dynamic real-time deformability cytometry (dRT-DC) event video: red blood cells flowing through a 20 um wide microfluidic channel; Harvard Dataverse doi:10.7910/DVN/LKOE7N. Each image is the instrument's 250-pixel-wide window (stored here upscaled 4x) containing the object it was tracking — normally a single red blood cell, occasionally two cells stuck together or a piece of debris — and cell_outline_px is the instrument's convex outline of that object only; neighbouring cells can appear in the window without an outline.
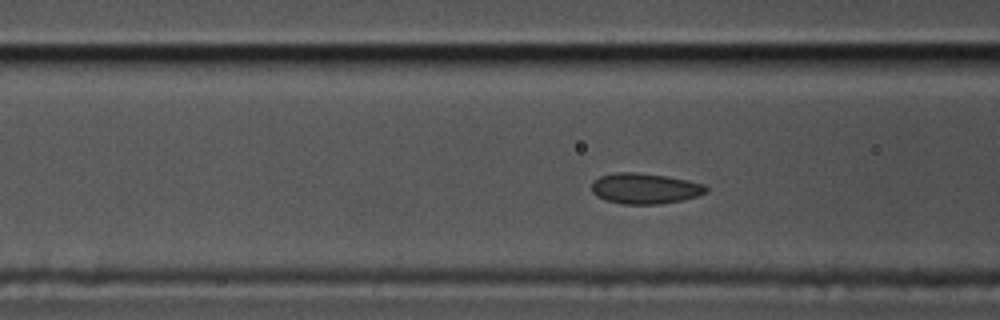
{"species": "common noctule bat (a hibernating species)", "species_latin": "Nyctalus noctula", "temperature_condition": "cold", "stored_images_in_passage": 55, "camera_frame_rate_fps": 3000, "um_per_image_px": 0.085, "animal": {"sex": "male", "body_mass_g": 17.5, "forearm_length_mm": 52.3}, "frame": {"image": 1, "passage_image": 18, "time_ms": 5.667, "image_size_px": [1000, 320], "cell_outline_px": [[708, 192], [696, 196], [680, 200], [660, 204], [624, 204], [604, 200], [596, 196], [592, 192], [592, 184], [600, 176], [616, 172], [636, 172], [664, 176], [688, 180], [704, 184], [708, 188]], "centroid_in_image_um": [54.81, 16.02], "position_along_channel_um": 111.8, "area_um2": 20.35}}
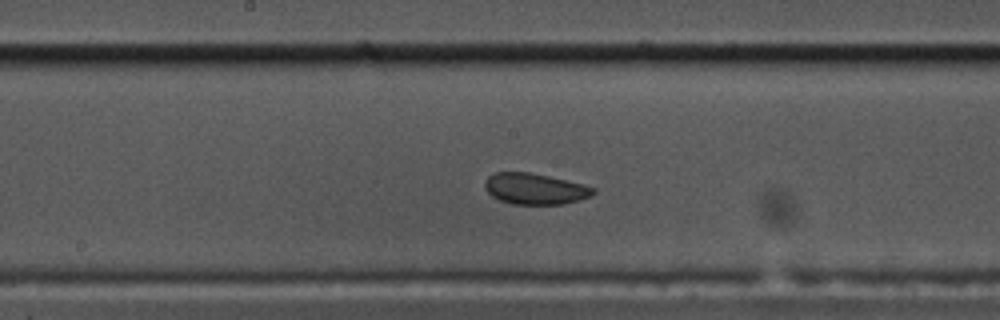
{"frame": {"image": 2, "passage_image": 26, "time_ms": 8.333, "image_size_px": [1000, 320], "cell_outline_px": [[596, 192], [592, 196], [580, 200], [564, 204], [512, 204], [500, 200], [492, 196], [484, 188], [484, 184], [488, 176], [496, 172], [528, 172], [548, 176], [584, 184], [596, 188]], "centroid_in_image_um": [45.5, 16.05], "position_along_channel_um": 202.7, "area_um2": 19.71}}
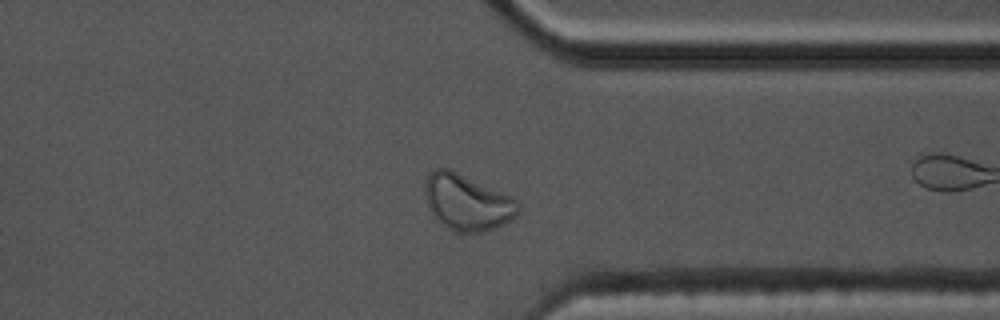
{"frame": {"image": 3, "passage_image": 41, "time_ms": 13.333, "image_size_px": [1000, 320], "cell_outline_px": [[520, 208], [516, 216], [492, 228], [480, 232], [456, 232], [448, 228], [436, 220], [432, 216], [428, 208], [424, 192], [424, 184], [428, 176], [436, 168], [448, 168], [512, 196], [520, 204]], "centroid_in_image_um": [39.67, 17.19], "position_along_channel_um": 371.7, "area_um2": 30.29}, "authors_computed_cell_mechanics": {"area_um2": 20.4612, "velocity_mm_per_s": 3.4228, "shape_relaxation_time_tau1_ms": null, "shape_relaxation_time_tau2_ms": 1.5439, "deformation_change_tau1": null, "deformation_change_tau2": 0.0454}}